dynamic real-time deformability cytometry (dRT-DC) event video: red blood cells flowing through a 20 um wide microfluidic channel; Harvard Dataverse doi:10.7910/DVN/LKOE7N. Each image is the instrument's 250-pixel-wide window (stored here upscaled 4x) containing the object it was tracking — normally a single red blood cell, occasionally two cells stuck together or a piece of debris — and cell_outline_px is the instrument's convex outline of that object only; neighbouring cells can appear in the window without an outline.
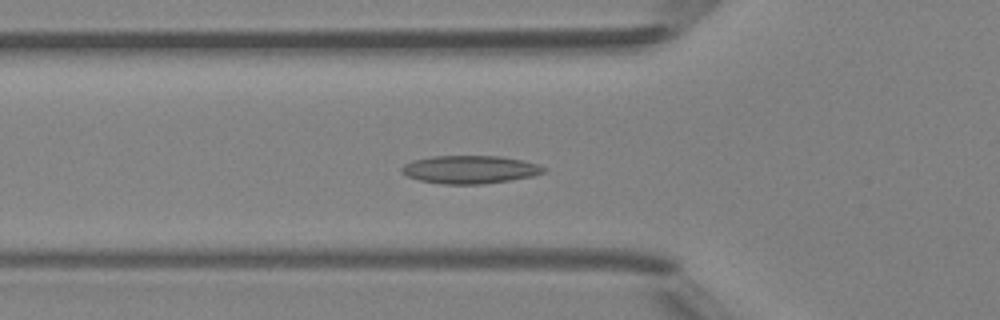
{"species": "Egyptian fruit bat (a non-hibernating species)", "species_latin": "Rousettus aegyptiacus", "temperature_condition": "room temperature", "stored_images_in_passage": 45, "camera_frame_rate_fps": 3000, "um_per_image_px": 0.085, "animal": {"sex": "female"}, "frame": {"image": 1, "passage_image": 13, "time_ms": 4.0, "image_size_px": [1000, 320], "cell_outline_px": [[548, 168], [544, 172], [532, 176], [508, 180], [480, 184], [444, 184], [420, 180], [408, 176], [400, 172], [400, 168], [404, 164], [412, 160], [432, 156], [500, 156], [520, 160], [536, 164]], "centroid_in_image_um": [39.9, 14.4], "position_along_channel_um": 85.9, "area_um2": 23.0}}
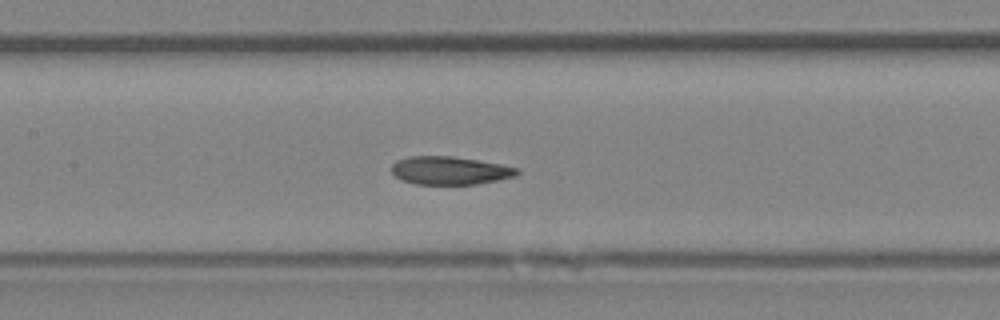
{"frame": {"image": 2, "passage_image": 19, "time_ms": 6.0, "image_size_px": [1000, 320], "cell_outline_px": [[520, 172], [516, 176], [476, 184], [416, 184], [400, 180], [392, 172], [392, 164], [396, 160], [408, 156], [452, 156], [500, 164], [520, 168]], "centroid_in_image_um": [38.23, 14.49], "position_along_channel_um": 169.2, "area_um2": 20.58}}
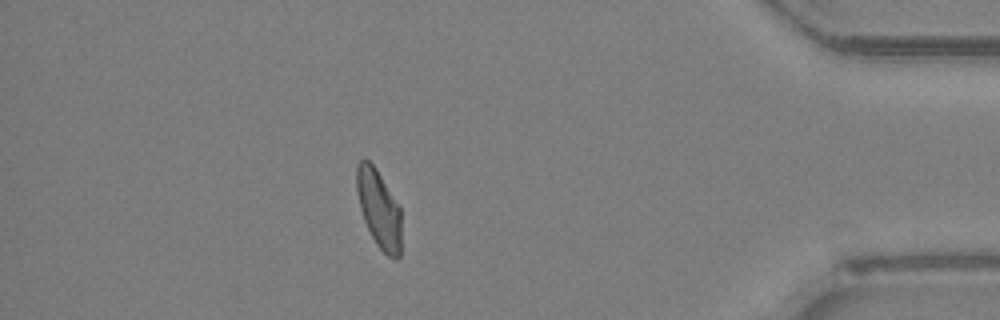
{"frame": {"image": 3, "passage_image": 39, "time_ms": 12.667, "image_size_px": [1000, 320], "cell_outline_px": [[400, 256], [396, 260], [388, 256], [376, 244], [364, 220], [360, 208], [356, 192], [356, 164], [364, 156], [376, 168], [400, 208]], "centroid_in_image_um": [32.18, 17.72], "position_along_channel_um": 403.0, "area_um2": 20.23}, "authors_computed_cell_mechanics": {"area_um2": 20.9814, "velocity_mm_per_s": 4.1703, "shape_relaxation_time_tau1_ms": 8.75, "shape_relaxation_time_tau2_ms": 2.1914, "deformation_change_tau1": 0.1852, "deformation_change_tau2": 0.0858}}